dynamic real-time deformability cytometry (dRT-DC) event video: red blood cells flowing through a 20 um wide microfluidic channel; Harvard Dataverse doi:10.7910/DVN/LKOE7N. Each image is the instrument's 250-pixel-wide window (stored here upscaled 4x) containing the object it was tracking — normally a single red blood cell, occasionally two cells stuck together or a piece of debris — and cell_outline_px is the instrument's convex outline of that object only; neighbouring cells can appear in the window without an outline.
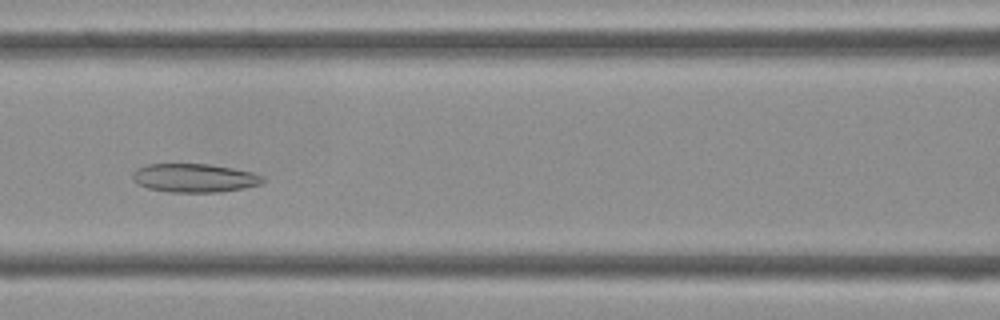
{"species": "Egyptian fruit bat (a non-hibernating species)", "species_latin": "Rousettus aegyptiacus", "temperature_condition": "cold", "stored_images_in_passage": 43, "camera_frame_rate_fps": 3000, "um_per_image_px": 0.085, "frame": {"image": 1, "passage_image": 18, "time_ms": 5.667, "image_size_px": [1000, 320], "cell_outline_px": [[264, 180], [260, 184], [244, 188], [220, 192], [168, 192], [148, 188], [136, 184], [132, 180], [132, 172], [136, 168], [148, 164], [208, 164], [232, 168], [252, 172], [264, 176]], "centroid_in_image_um": [16.49, 15.13], "position_along_channel_um": 150.1, "area_um2": 21.85}}
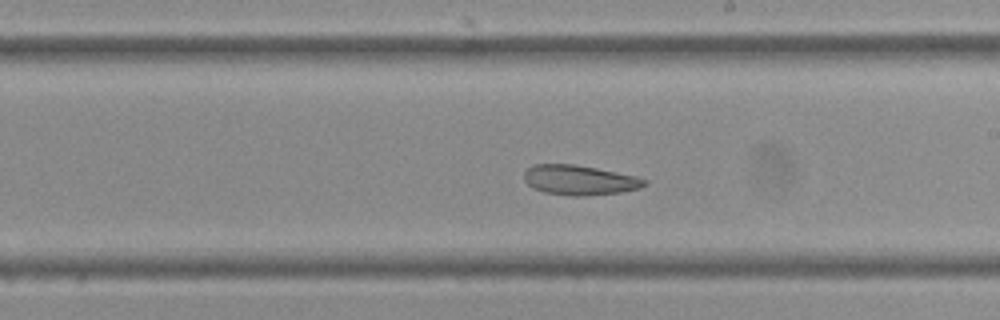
{"frame": {"image": 2, "passage_image": 24, "time_ms": 7.667, "image_size_px": [1000, 320], "cell_outline_px": [[648, 184], [640, 188], [620, 192], [584, 196], [568, 196], [544, 192], [532, 188], [524, 180], [524, 172], [528, 168], [536, 164], [576, 164], [636, 176], [648, 180]], "centroid_in_image_um": [49.26, 15.31], "position_along_channel_um": 239.7, "area_um2": 21.04}}
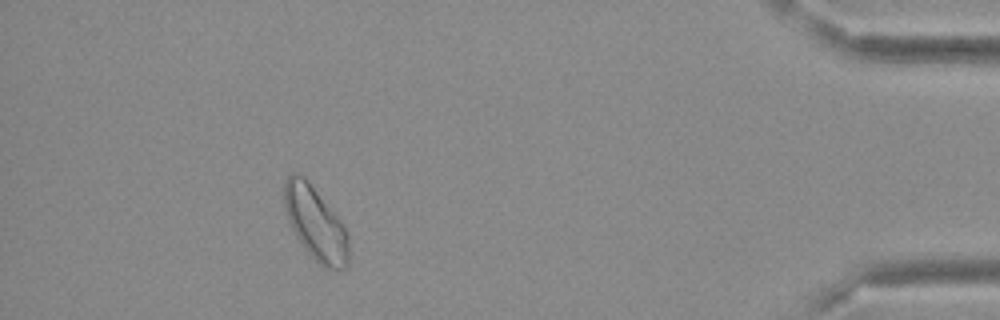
{"frame": {"image": 3, "passage_image": 39, "time_ms": 12.667, "image_size_px": [1000, 320], "cell_outline_px": [[348, 264], [344, 268], [324, 268], [300, 244], [288, 220], [284, 204], [284, 180], [292, 172], [296, 172], [304, 176], [344, 224], [348, 236]], "centroid_in_image_um": [26.8, 18.96], "position_along_channel_um": 408.4, "area_um2": 27.4}}